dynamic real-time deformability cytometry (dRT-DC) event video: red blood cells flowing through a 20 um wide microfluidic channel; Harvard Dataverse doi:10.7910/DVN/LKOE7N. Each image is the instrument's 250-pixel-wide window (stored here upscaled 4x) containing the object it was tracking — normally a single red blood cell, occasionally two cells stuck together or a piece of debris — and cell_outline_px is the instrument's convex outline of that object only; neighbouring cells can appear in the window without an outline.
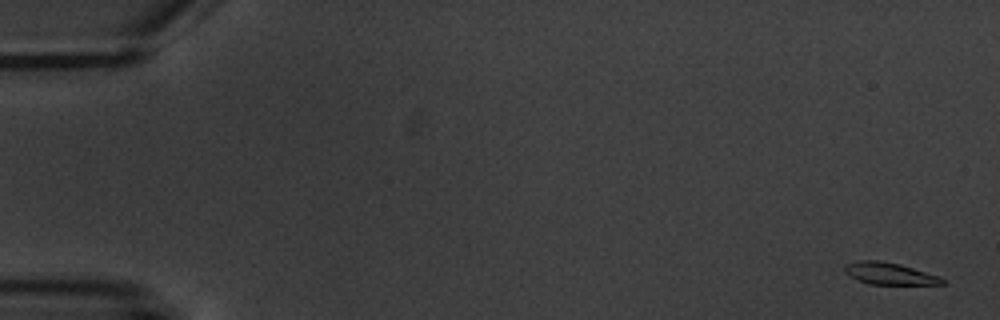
{"species": "common noctule bat (a hibernating species)", "species_latin": "Nyctalus noctula", "temperature_condition": "warm", "stored_images_in_passage": 5, "camera_frame_rate_fps": 3000, "um_per_image_px": 0.085, "animal": {"sex": "male", "body_mass_g": 20.1, "forearm_length_mm": 53.5}, "frame": {"image": 1, "passage_image": 1, "time_ms": 0.0, "image_size_px": [1000, 320], "cell_outline_px": [[944, 284], [868, 284], [844, 272], [844, 264], [856, 260], [880, 260], [900, 264], [940, 276], [944, 280]], "centroid_in_image_um": [75.58, 23.23], "position_along_channel_um": 9.4, "area_um2": 12.43}}
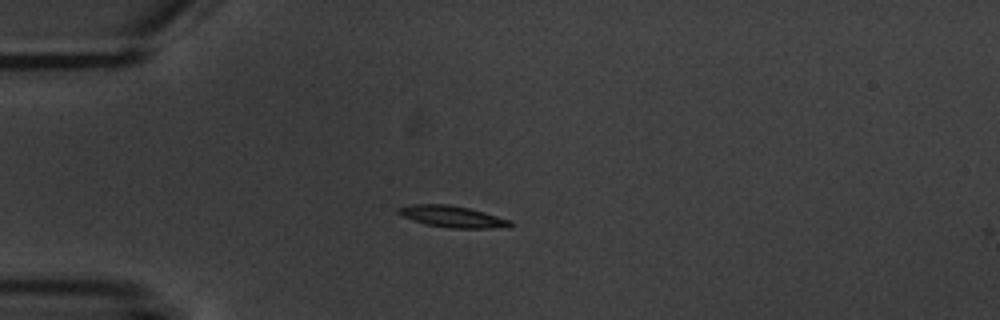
{"frame": {"image": 2, "passage_image": 4, "time_ms": 4.667, "image_size_px": [1000, 320], "cell_outline_px": [[516, 224], [512, 228], [452, 228], [428, 224], [412, 220], [396, 212], [396, 208], [412, 204], [448, 204], [468, 208], [484, 212], [512, 220]], "centroid_in_image_um": [38.54, 18.41], "position_along_channel_um": 46.5, "area_um2": 14.16}}